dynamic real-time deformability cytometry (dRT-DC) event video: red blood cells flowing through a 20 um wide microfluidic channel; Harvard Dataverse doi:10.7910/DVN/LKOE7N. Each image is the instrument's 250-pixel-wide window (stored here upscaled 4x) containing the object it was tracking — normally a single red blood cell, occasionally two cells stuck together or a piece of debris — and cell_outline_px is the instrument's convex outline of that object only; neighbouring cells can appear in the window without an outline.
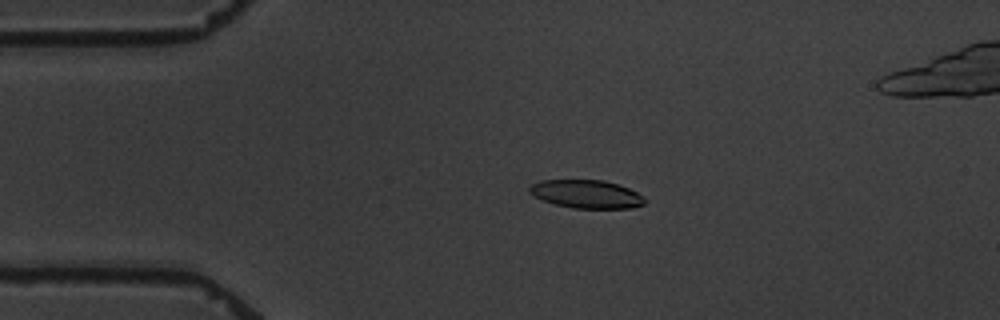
{"species": "common noctule bat (a hibernating species)", "species_latin": "Nyctalus noctula", "temperature_condition": "warm", "stored_images_in_passage": 4, "camera_frame_rate_fps": 3000, "um_per_image_px": 0.085, "animal": {"sex": "male", "body_mass_g": 19.5, "forearm_length_mm": 54.6}, "frame": {"image": 1, "passage_image": 2, "time_ms": 2.0, "image_size_px": [1000, 320], "cell_outline_px": [[644, 204], [632, 208], [572, 208], [556, 204], [532, 196], [528, 192], [528, 188], [532, 184], [540, 180], [604, 180], [628, 188], [644, 196]], "centroid_in_image_um": [49.82, 16.49], "position_along_channel_um": 35.2, "area_um2": 18.9}}